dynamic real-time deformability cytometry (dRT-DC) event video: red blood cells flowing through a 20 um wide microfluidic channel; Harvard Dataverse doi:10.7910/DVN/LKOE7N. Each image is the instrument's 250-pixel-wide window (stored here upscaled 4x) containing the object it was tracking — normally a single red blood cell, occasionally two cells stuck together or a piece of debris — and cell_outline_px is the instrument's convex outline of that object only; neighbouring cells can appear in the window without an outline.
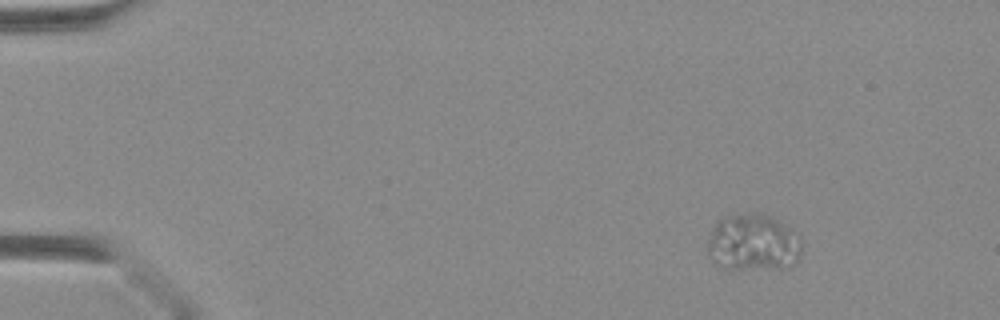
{"species": "Egyptian fruit bat (a non-hibernating species)", "species_latin": "Rousettus aegyptiacus", "temperature_condition": "warm", "stored_images_in_passage": 40, "segment_of_instrument_passage": [1, 2], "camera_frame_rate_fps": 3000, "um_per_image_px": 0.085, "animal": {"sex": "female"}, "frame": {"image": 1, "passage_image": 1, "time_ms": 0.0, "image_size_px": [1000, 320], "cell_outline_px": [[800, 256], [788, 268], [720, 268], [708, 256], [708, 240], [712, 228], [720, 220], [728, 216], [744, 212], [756, 212], [768, 216], [776, 220], [788, 228], [800, 240]], "centroid_in_image_um": [63.97, 20.63], "position_along_channel_um": 21.0, "area_um2": 30.81}}
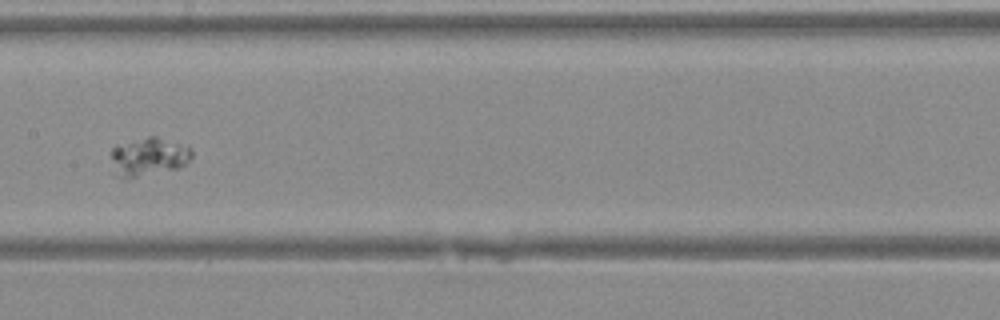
{"frame": {"image": 2, "passage_image": 19, "time_ms": 6.0, "image_size_px": [1000, 320], "cell_outline_px": [[192, 156], [180, 168], [128, 180], [120, 180], [112, 176], [112, 148], [116, 144], [148, 136], [156, 136], [188, 144], [192, 148]], "centroid_in_image_um": [12.59, 13.35], "position_along_channel_um": 194.8, "area_um2": 19.07}}
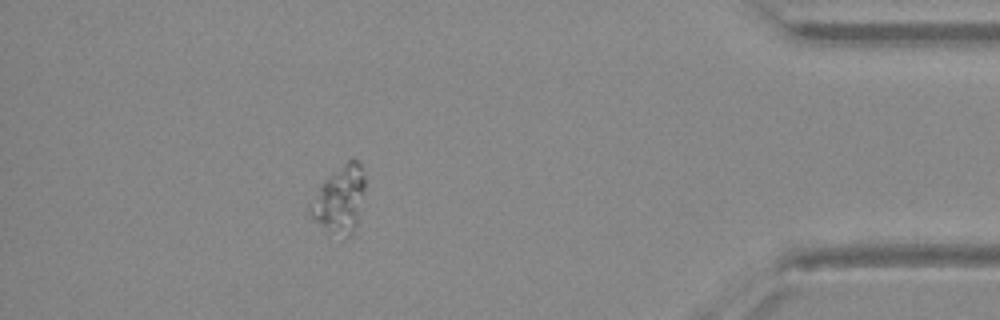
{"frame": {"image": 3, "passage_image": 35, "time_ms": 11.333, "image_size_px": [1000, 320], "cell_outline_px": [[364, 188], [356, 224], [352, 232], [348, 236], [328, 232], [308, 212], [308, 204], [324, 180], [348, 160], [356, 160], [360, 164], [364, 176]], "centroid_in_image_um": [28.85, 16.94], "position_along_channel_um": 406.4, "area_um2": 20.63}}